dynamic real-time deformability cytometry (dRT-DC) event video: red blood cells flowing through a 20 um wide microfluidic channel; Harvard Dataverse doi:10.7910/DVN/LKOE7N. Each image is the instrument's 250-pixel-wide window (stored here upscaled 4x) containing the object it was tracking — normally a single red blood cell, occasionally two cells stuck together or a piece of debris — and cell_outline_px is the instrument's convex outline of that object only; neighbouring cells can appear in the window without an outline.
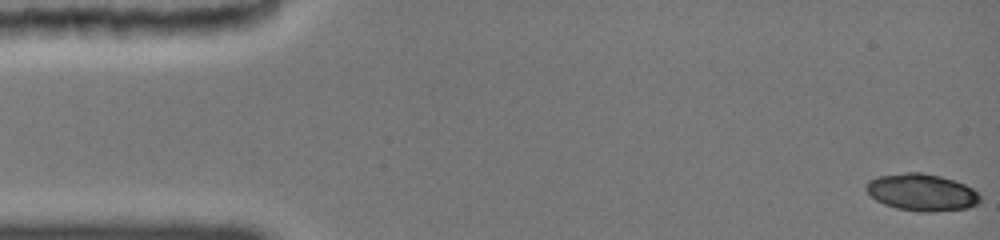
{"species": "common noctule bat (a hibernating species)", "species_latin": "Nyctalus noctula", "temperature_condition": "cold", "stored_images_in_passage": 25, "camera_frame_rate_fps": 3000, "um_per_image_px": 0.085, "animal": {"sex": "female", "body_mass_g": 19.0, "forearm_length_mm": 51.5}, "frame": {"image": 1, "passage_image": 1, "time_ms": 0.0, "image_size_px": [1000, 240], "cell_outline_px": [[980, 200], [976, 204], [968, 208], [932, 212], [916, 212], [896, 208], [884, 204], [876, 200], [864, 188], [868, 180], [876, 176], [904, 172], [920, 172], [940, 176], [956, 180], [972, 188], [980, 196]], "centroid_in_image_um": [78.32, 16.34], "position_along_channel_um": 6.7, "area_um2": 24.8}}